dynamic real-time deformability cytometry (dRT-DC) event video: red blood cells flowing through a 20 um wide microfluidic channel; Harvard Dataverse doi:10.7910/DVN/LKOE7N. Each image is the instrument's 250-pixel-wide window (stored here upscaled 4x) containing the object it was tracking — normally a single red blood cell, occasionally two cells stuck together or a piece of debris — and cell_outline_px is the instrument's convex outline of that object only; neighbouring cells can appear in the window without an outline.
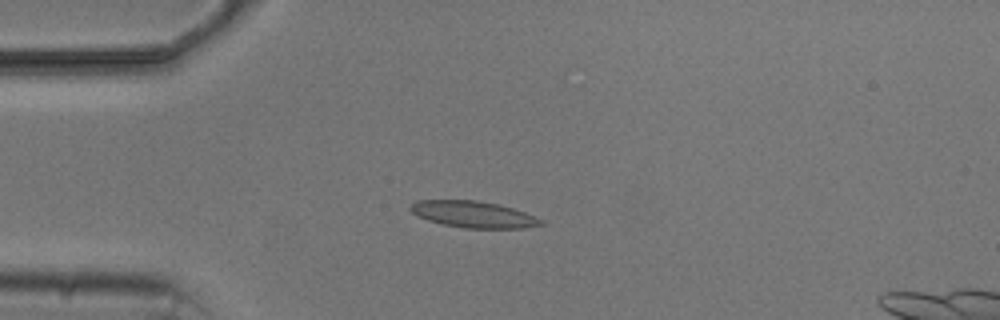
{"species": "common noctule bat (a hibernating species)", "species_latin": "Nyctalus noctula", "temperature_condition": "cold", "stored_images_in_passage": 5, "camera_frame_rate_fps": 3000, "um_per_image_px": 0.085, "animal": {"sex": "male", "body_mass_g": 20.5, "forearm_length_mm": 52.5}, "frame": {"image": 1, "passage_image": 4, "time_ms": 3.667, "image_size_px": [1000, 320], "cell_outline_px": [[544, 224], [524, 228], [464, 228], [444, 224], [428, 220], [412, 212], [408, 208], [416, 200], [476, 200], [500, 204], [524, 212], [544, 220]], "centroid_in_image_um": [40.26, 18.21], "position_along_channel_um": 44.7, "area_um2": 20.06}}